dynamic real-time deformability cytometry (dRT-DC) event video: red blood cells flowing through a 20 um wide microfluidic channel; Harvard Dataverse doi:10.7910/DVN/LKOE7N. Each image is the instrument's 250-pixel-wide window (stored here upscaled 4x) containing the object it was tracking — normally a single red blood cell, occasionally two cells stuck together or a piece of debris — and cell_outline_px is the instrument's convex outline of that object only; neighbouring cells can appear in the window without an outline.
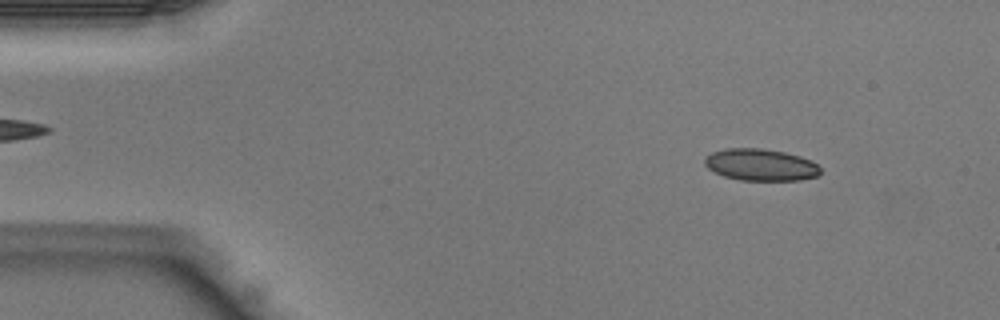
{"species": "Egyptian fruit bat (a non-hibernating species)", "species_latin": "Rousettus aegyptiacus", "temperature_condition": "warm", "stored_images_in_passage": 40, "camera_frame_rate_fps": 3000, "um_per_image_px": 0.085, "animal": {"sex": "male"}, "frame": {"image": 1, "passage_image": 3, "time_ms": 0.667, "image_size_px": [1000, 320], "cell_outline_px": [[820, 172], [816, 176], [800, 180], [740, 180], [724, 176], [708, 168], [704, 164], [704, 160], [712, 152], [724, 148], [760, 148], [784, 152], [800, 156], [812, 160], [820, 168]], "centroid_in_image_um": [64.66, 14.0], "position_along_channel_um": 20.3, "area_um2": 21.39}}
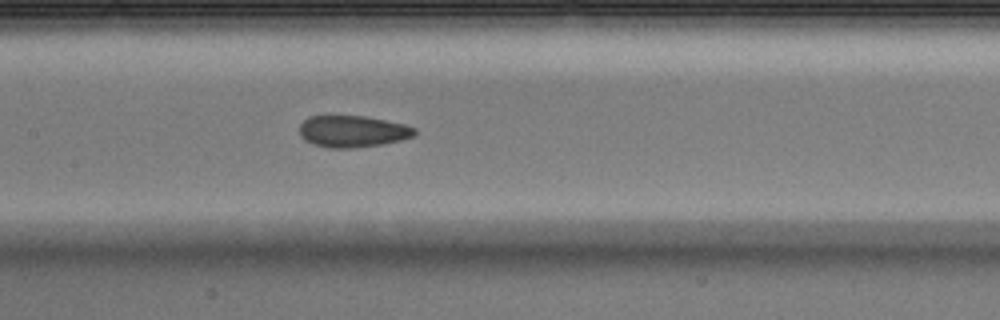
{"frame": {"image": 2, "passage_image": 18, "time_ms": 5.667, "image_size_px": [1000, 320], "cell_outline_px": [[416, 136], [400, 140], [380, 144], [352, 148], [328, 148], [312, 144], [304, 140], [300, 136], [300, 124], [308, 116], [364, 116], [404, 124], [416, 128]], "centroid_in_image_um": [29.95, 11.17], "position_along_channel_um": 177.4, "area_um2": 21.27}}
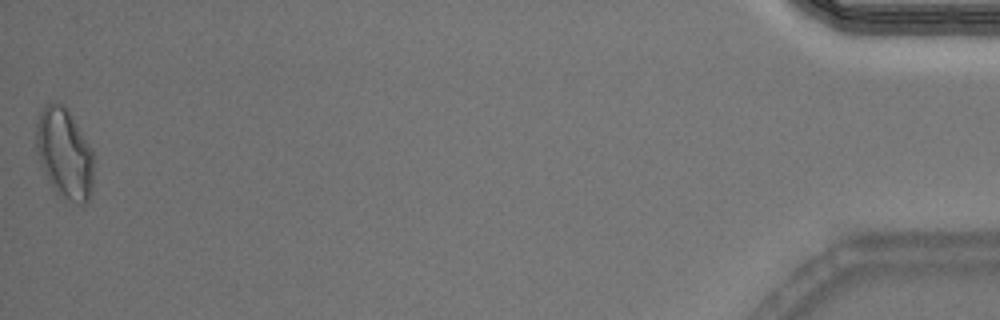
{"frame": {"image": 3, "passage_image": 40, "time_ms": 13.0, "image_size_px": [1000, 320], "cell_outline_px": [[92, 184], [88, 200], [84, 204], [80, 204], [56, 192], [52, 188], [44, 172], [36, 152], [36, 124], [40, 112], [44, 104], [52, 100], [64, 104], [68, 108], [92, 148]], "centroid_in_image_um": [5.45, 12.96], "position_along_channel_um": 429.7, "area_um2": 30.35}}